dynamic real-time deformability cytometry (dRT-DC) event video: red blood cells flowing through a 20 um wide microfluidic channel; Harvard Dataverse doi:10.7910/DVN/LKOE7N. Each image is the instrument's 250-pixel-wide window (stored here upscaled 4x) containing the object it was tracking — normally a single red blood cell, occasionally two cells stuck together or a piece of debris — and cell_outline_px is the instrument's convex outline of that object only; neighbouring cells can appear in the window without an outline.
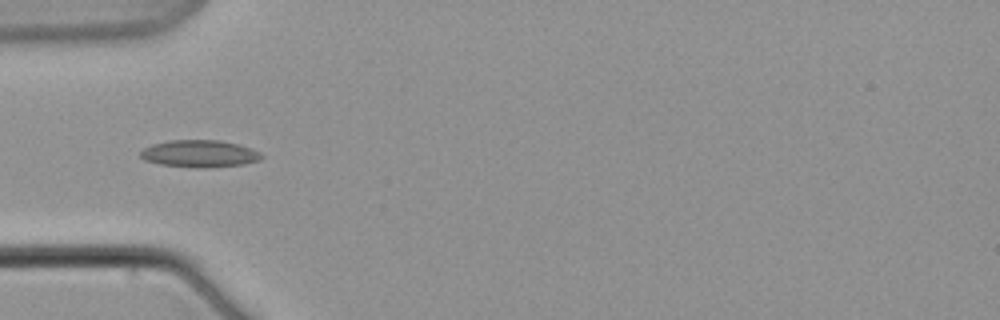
{"species": "common noctule bat (a hibernating species)", "species_latin": "Nyctalus noctula", "temperature_condition": "warm", "stored_images_in_passage": 8, "camera_frame_rate_fps": 3000, "um_per_image_px": 0.085, "animal": {"sex": "male", "body_mass_g": 21.5, "forearm_length_mm": 52.0}, "frame": {"image": 1, "passage_image": 6, "time_ms": 7.0, "image_size_px": [1000, 320], "cell_outline_px": [[264, 156], [260, 160], [244, 164], [208, 168], [196, 168], [160, 164], [144, 160], [140, 156], [140, 152], [144, 148], [152, 144], [168, 140], [220, 140], [236, 144], [260, 152]], "centroid_in_image_um": [16.94, 13.07], "position_along_channel_um": 68.1, "area_um2": 19.19}}
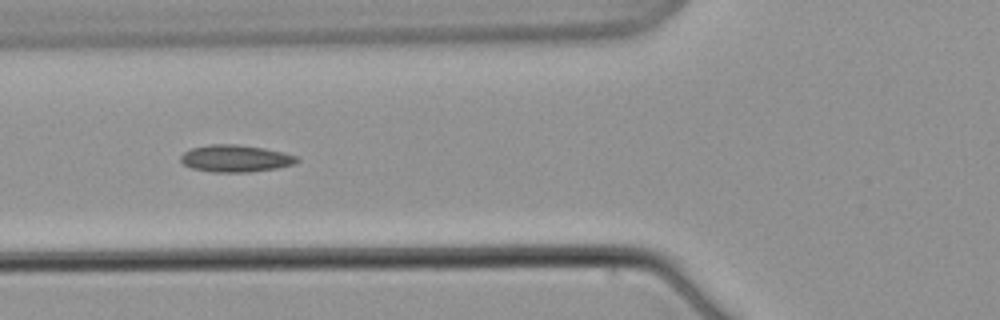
{"frame": {"image": 2, "passage_image": 7, "time_ms": 8.333, "image_size_px": [1000, 320], "cell_outline_px": [[300, 160], [292, 164], [276, 168], [248, 172], [212, 172], [192, 168], [184, 164], [180, 160], [180, 156], [184, 152], [192, 148], [208, 144], [236, 144], [264, 148], [284, 152], [296, 156]], "centroid_in_image_um": [20.0, 13.46], "position_along_channel_um": 105.8, "area_um2": 18.26}}